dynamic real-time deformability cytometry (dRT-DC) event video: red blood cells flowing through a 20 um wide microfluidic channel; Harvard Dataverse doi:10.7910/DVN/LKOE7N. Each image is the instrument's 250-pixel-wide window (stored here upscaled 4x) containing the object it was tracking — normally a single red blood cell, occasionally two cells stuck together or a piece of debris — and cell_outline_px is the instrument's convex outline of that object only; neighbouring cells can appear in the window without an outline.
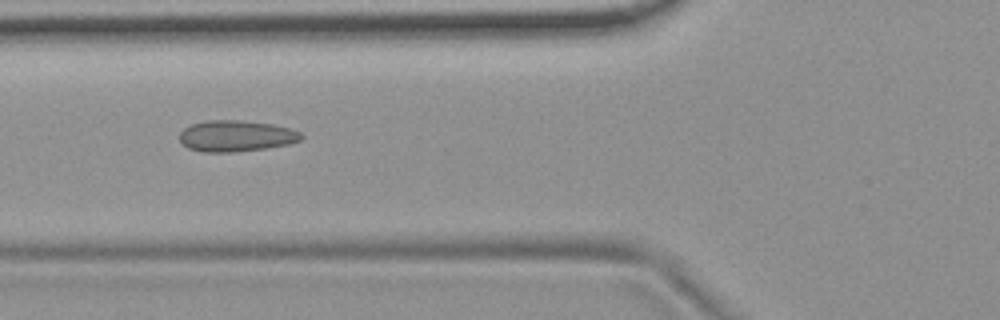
{"species": "common noctule bat (a hibernating species)", "species_latin": "Nyctalus noctula", "temperature_condition": "room temperature", "stored_images_in_passage": 46, "camera_frame_rate_fps": 3000, "um_per_image_px": 0.085, "animal": {"sex": "female", "body_mass_g": 19.9}, "frame": {"image": 1, "passage_image": 12, "time_ms": 3.667, "image_size_px": [1000, 320], "cell_outline_px": [[304, 136], [300, 140], [288, 144], [264, 148], [236, 152], [200, 152], [188, 148], [180, 140], [180, 132], [184, 128], [192, 124], [208, 120], [240, 120], [272, 124], [292, 128], [300, 132]], "centroid_in_image_um": [20.07, 11.55], "position_along_channel_um": 105.7, "area_um2": 22.14}}
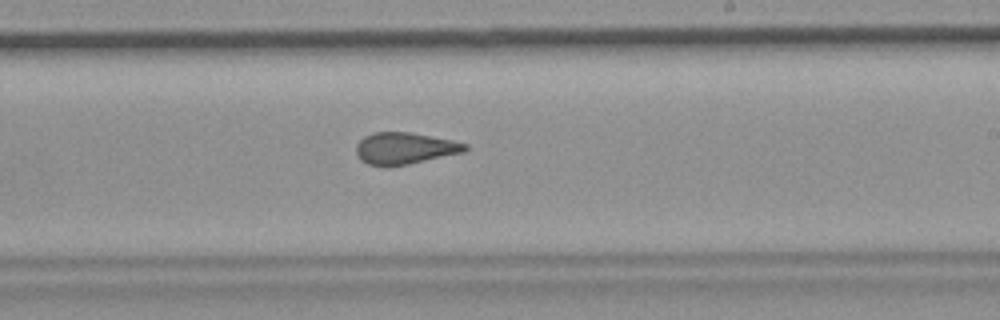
{"frame": {"image": 2, "passage_image": 24, "time_ms": 7.667, "image_size_px": [1000, 320], "cell_outline_px": [[468, 148], [464, 152], [408, 164], [388, 168], [384, 168], [368, 164], [360, 160], [356, 152], [356, 144], [364, 136], [372, 132], [412, 132], [452, 140], [468, 144]], "centroid_in_image_um": [34.37, 12.62], "position_along_channel_um": 254.6, "area_um2": 20.46}}
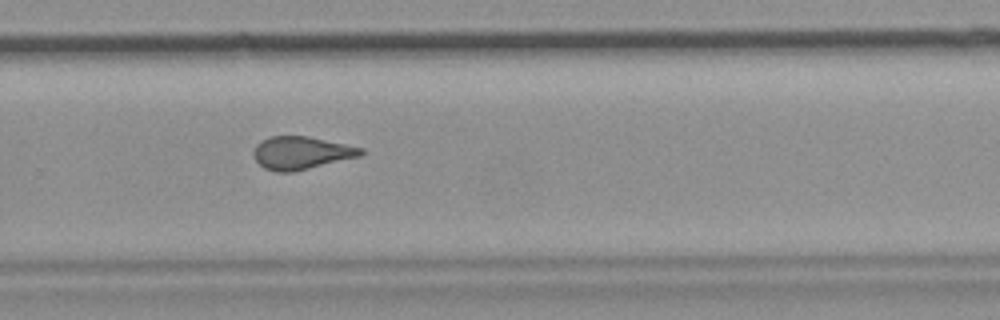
{"frame": {"image": 3, "passage_image": 28, "time_ms": 9.0, "image_size_px": [1000, 320], "cell_outline_px": [[364, 152], [360, 156], [292, 172], [276, 172], [264, 168], [252, 156], [252, 152], [256, 144], [260, 140], [272, 136], [308, 136], [364, 148]], "centroid_in_image_um": [25.57, 12.99], "position_along_channel_um": 304.2, "area_um2": 20.52}, "authors_computed_cell_mechanics": {"area_um2": 20.8369, "velocity_mm_per_s": 3.7224, "shape_relaxation_time_tau1_ms": null, "shape_relaxation_time_tau2_ms": 1.5054, "deformation_change_tau1": null, "deformation_change_tau2": 0.0901}}